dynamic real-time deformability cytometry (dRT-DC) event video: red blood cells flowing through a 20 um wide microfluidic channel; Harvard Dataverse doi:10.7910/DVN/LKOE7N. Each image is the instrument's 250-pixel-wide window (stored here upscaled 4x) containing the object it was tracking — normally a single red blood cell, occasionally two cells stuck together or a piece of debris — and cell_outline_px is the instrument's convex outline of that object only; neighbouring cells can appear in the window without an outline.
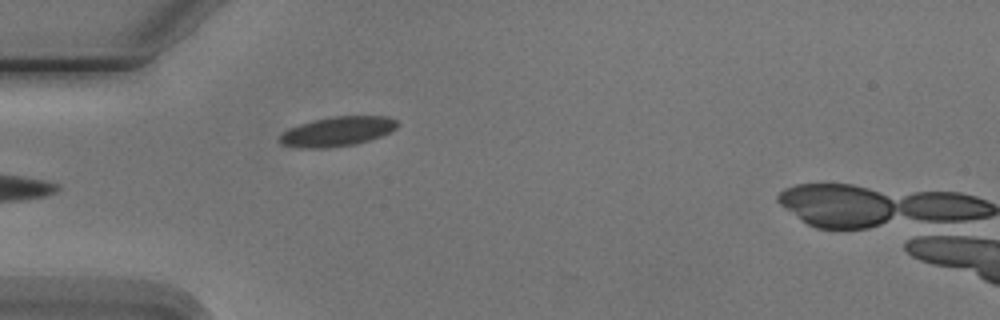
{"species": "Egyptian fruit bat (a non-hibernating species)", "species_latin": "Rousettus aegyptiacus", "temperature_condition": "cold", "stored_images_in_passage": 5, "camera_frame_rate_fps": 3000, "um_per_image_px": 0.085, "animal": {"sex": "male"}, "frame": {"image": 1, "passage_image": 5, "time_ms": 4.667, "image_size_px": [1000, 320], "cell_outline_px": [[400, 124], [396, 128], [380, 136], [356, 144], [328, 148], [296, 148], [284, 144], [280, 140], [280, 136], [288, 128], [312, 120], [332, 116], [388, 116], [396, 120]], "centroid_in_image_um": [28.68, 11.17], "position_along_channel_um": 56.3, "area_um2": 20.23}}